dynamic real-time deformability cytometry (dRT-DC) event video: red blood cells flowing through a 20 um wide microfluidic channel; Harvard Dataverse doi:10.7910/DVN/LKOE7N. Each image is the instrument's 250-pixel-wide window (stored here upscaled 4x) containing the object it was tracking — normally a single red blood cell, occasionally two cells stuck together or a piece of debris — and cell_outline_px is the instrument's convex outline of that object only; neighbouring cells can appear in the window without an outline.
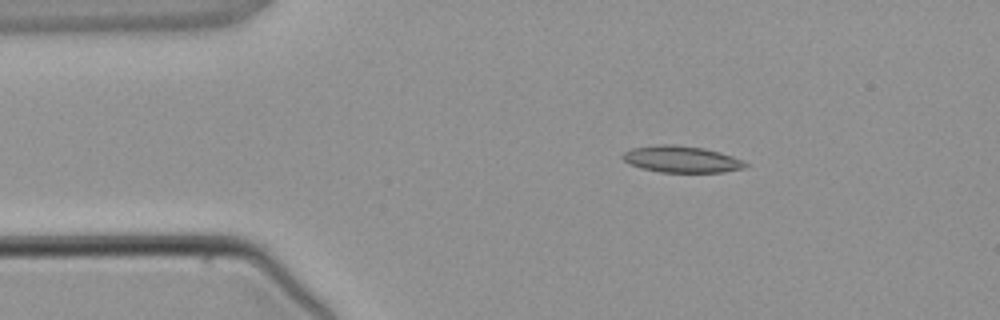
{"species": "common noctule bat (a hibernating species)", "species_latin": "Nyctalus noctula", "temperature_condition": "warm", "stored_images_in_passage": 2, "camera_frame_rate_fps": 3000, "um_per_image_px": 0.085, "animal": {"sex": "male", "body_mass_g": 21.5, "forearm_length_mm": 52.0}, "frame": {"image": 1, "passage_image": 1, "time_ms": 0.0, "image_size_px": [1000, 320], "cell_outline_px": [[748, 164], [744, 168], [724, 172], [660, 172], [640, 168], [628, 164], [620, 156], [624, 152], [632, 148], [660, 144], [672, 144], [704, 148], [720, 152], [732, 156]], "centroid_in_image_um": [57.88, 13.53], "position_along_channel_um": 27.1, "area_um2": 19.02}}